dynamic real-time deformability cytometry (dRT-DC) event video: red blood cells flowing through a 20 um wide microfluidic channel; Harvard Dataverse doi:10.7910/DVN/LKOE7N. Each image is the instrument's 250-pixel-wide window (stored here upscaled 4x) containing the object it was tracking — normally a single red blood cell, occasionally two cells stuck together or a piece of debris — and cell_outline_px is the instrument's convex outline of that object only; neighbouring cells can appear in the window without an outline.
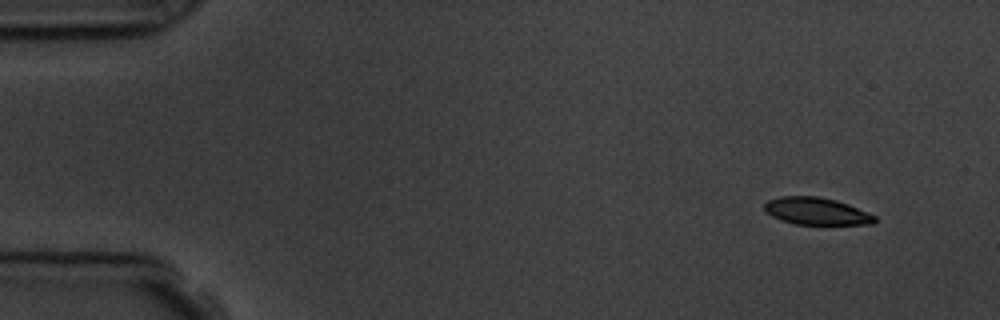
{"species": "common noctule bat (a hibernating species)", "species_latin": "Nyctalus noctula", "temperature_condition": "room temperature", "stored_images_in_passage": 4, "camera_frame_rate_fps": 3000, "um_per_image_px": 0.085, "animal": {"sex": "male", "body_mass_g": 19.5, "forearm_length_mm": 54.6}, "frame": {"image": 1, "passage_image": 1, "time_ms": 0.0, "image_size_px": [1000, 320], "cell_outline_px": [[876, 220], [872, 224], [796, 224], [780, 220], [764, 212], [764, 204], [768, 200], [780, 196], [820, 196], [836, 200], [848, 204], [876, 216]], "centroid_in_image_um": [69.36, 17.94], "position_along_channel_um": 15.6, "area_um2": 17.51}}
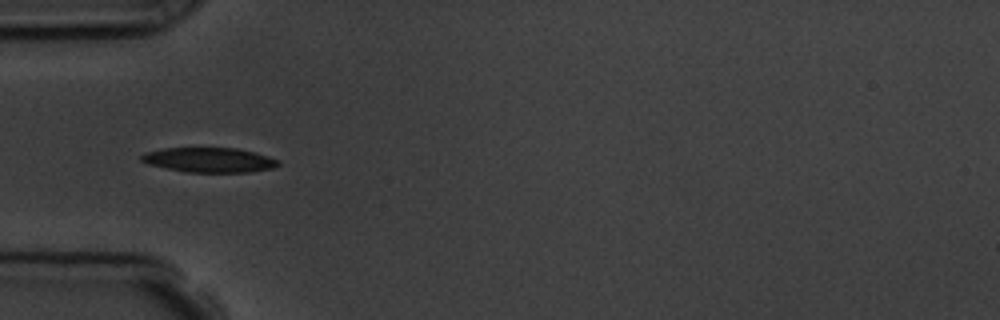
{"frame": {"image": 2, "passage_image": 4, "time_ms": 4.333, "image_size_px": [1000, 320], "cell_outline_px": [[280, 164], [272, 168], [248, 172], [184, 172], [148, 164], [140, 160], [140, 156], [144, 152], [164, 148], [236, 148], [268, 156], [280, 160]], "centroid_in_image_um": [17.75, 13.59], "position_along_channel_um": 67.2, "area_um2": 19.71}}